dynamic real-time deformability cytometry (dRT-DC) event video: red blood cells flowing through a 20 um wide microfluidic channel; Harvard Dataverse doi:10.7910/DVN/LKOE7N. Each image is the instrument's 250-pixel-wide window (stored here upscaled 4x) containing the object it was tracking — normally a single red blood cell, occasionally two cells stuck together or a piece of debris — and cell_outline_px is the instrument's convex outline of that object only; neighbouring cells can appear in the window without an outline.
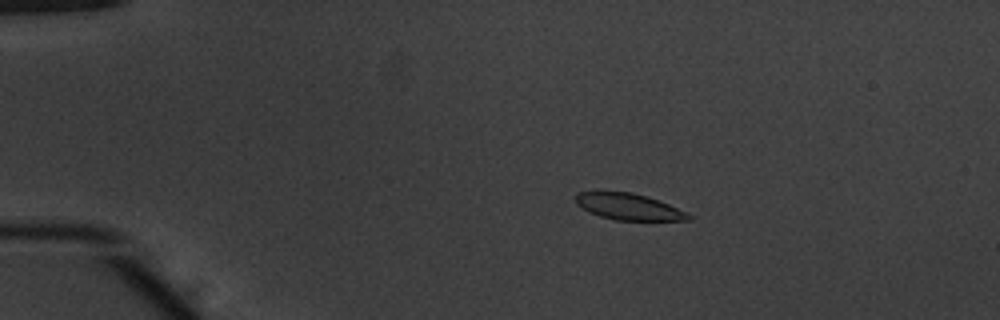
{"species": "common noctule bat (a hibernating species)", "species_latin": "Nyctalus noctula", "temperature_condition": "warm", "stored_images_in_passage": 46, "camera_frame_rate_fps": 3000, "um_per_image_px": 0.085, "animal": {"sex": "male", "body_mass_g": 20.1, "forearm_length_mm": 53.5}, "frame": {"image": 1, "passage_image": 3, "time_ms": 0.667, "image_size_px": [1000, 320], "cell_outline_px": [[692, 220], [616, 220], [600, 216], [588, 212], [576, 204], [576, 192], [632, 192], [648, 196], [688, 212], [692, 216]], "centroid_in_image_um": [53.46, 17.57], "position_along_channel_um": 31.5, "area_um2": 17.34}}
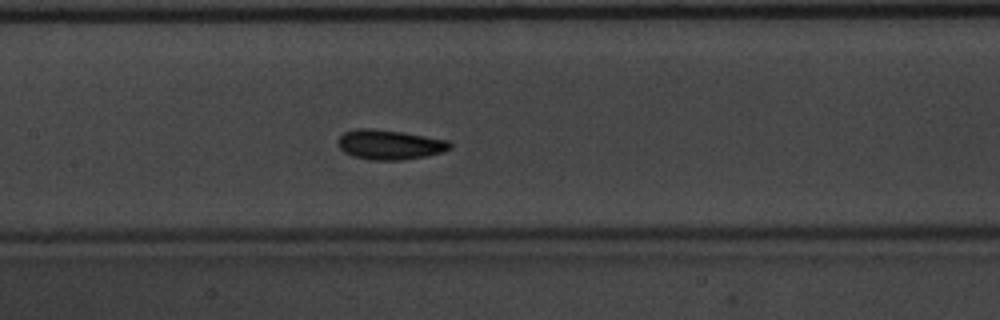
{"frame": {"image": 2, "passage_image": 19, "time_ms": 6.0, "image_size_px": [1000, 320], "cell_outline_px": [[452, 148], [444, 152], [428, 156], [404, 160], [368, 160], [352, 156], [344, 152], [336, 144], [336, 140], [344, 132], [356, 128], [372, 128], [400, 132], [448, 140], [452, 144]], "centroid_in_image_um": [33.1, 12.3], "position_along_channel_um": 174.3, "area_um2": 19.71}}
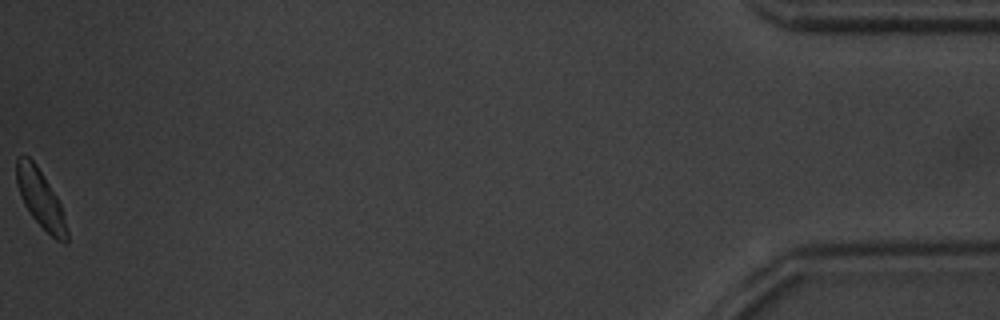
{"frame": {"image": 3, "passage_image": 46, "time_ms": 15.0, "image_size_px": [1000, 320], "cell_outline_px": [[68, 244], [64, 244], [56, 240], [32, 216], [24, 204], [16, 184], [16, 160], [20, 156], [28, 156], [36, 164], [56, 196], [60, 204], [68, 232]], "centroid_in_image_um": [3.44, 16.91], "position_along_channel_um": 431.8, "area_um2": 16.7}, "authors_computed_cell_mechanics": {"area_um2": 18.3226, "velocity_mm_per_s": 3.8585, "shape_relaxation_time_tau1_ms": 1.7235, "shape_relaxation_time_tau2_ms": 0.8362, "deformation_change_tau1": 0.0963, "deformation_change_tau2": 0.0486}}